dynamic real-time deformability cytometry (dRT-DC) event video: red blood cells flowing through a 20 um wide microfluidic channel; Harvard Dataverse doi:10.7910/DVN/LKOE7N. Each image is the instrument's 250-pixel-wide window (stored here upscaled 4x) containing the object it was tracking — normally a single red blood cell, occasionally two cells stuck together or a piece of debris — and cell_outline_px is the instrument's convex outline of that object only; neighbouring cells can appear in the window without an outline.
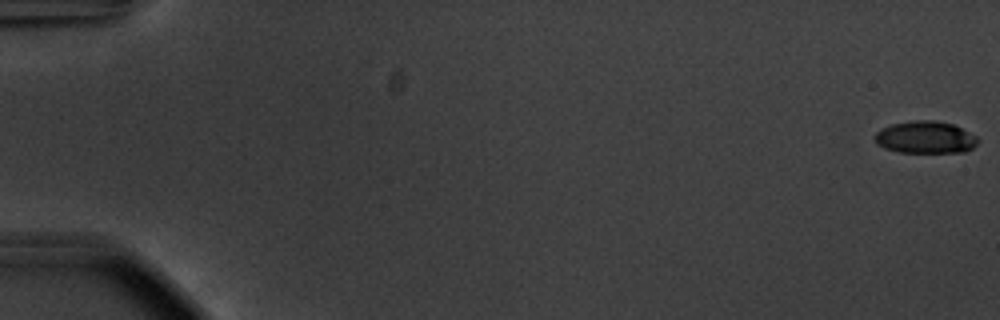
{"species": "common noctule bat (a hibernating species)", "species_latin": "Nyctalus noctula", "temperature_condition": "warm", "stored_images_in_passage": 42, "camera_frame_rate_fps": 3000, "um_per_image_px": 0.085, "animal": {"sex": "male", "body_mass_g": 20.1, "forearm_length_mm": 53.5}, "frame": {"image": 1, "passage_image": 1, "time_ms": 0.0, "image_size_px": [1000, 320], "cell_outline_px": [[980, 140], [972, 148], [964, 152], [900, 152], [884, 148], [876, 144], [872, 136], [880, 128], [892, 124], [912, 120], [936, 120], [952, 124], [976, 136]], "centroid_in_image_um": [78.61, 11.67], "position_along_channel_um": 6.4, "area_um2": 19.48}}
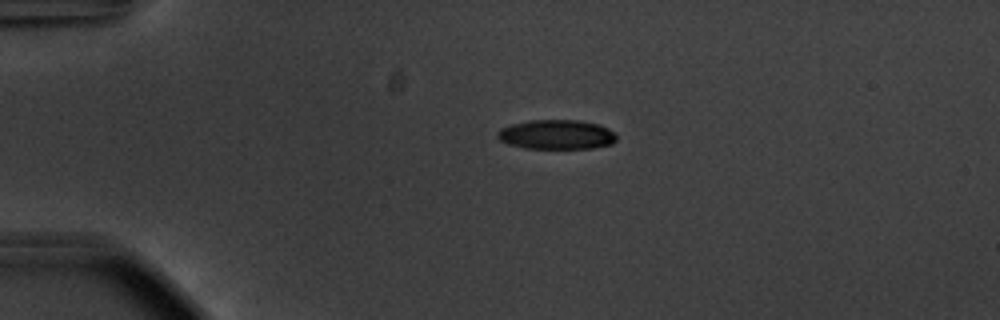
{"frame": {"image": 2, "passage_image": 14, "time_ms": 4.333, "image_size_px": [1000, 320], "cell_outline_px": [[616, 140], [612, 144], [592, 148], [524, 148], [508, 144], [500, 140], [496, 136], [496, 132], [500, 128], [512, 124], [528, 120], [580, 120], [600, 124], [608, 128], [616, 136]], "centroid_in_image_um": [47.28, 11.43], "position_along_channel_um": 37.7, "area_um2": 20.58}}